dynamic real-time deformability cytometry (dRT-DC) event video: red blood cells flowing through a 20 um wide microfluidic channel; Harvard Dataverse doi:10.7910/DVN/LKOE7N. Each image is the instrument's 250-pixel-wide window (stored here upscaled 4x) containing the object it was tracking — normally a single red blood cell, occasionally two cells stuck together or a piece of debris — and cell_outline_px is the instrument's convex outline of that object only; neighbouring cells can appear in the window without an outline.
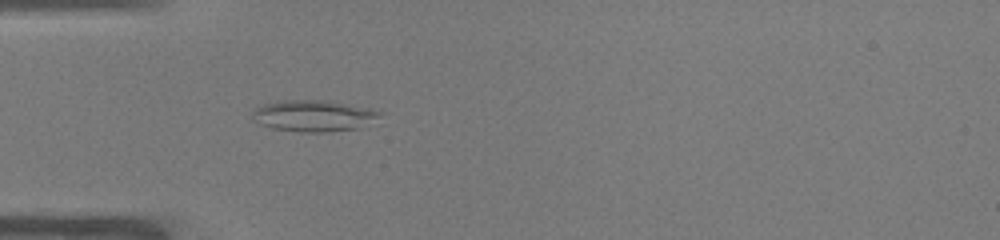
{"species": "common noctule bat (a hibernating species)", "species_latin": "Nyctalus noctula", "temperature_condition": "warm", "stored_images_in_passage": 36, "camera_frame_rate_fps": 3000, "um_per_image_px": 0.085, "animal": {"sex": "male", "body_mass_g": 19.0, "forearm_length_mm": 50.8}, "frame": {"image": 1, "passage_image": 1, "time_ms": 0.0, "image_size_px": [1000, 240], "cell_outline_px": [[384, 112], [380, 116], [360, 128], [324, 132], [300, 132], [272, 128], [260, 124], [252, 116], [252, 112], [260, 104], [280, 100], [320, 100], [368, 108]], "centroid_in_image_um": [26.62, 9.84], "position_along_channel_um": 58.4, "area_um2": 23.12}}
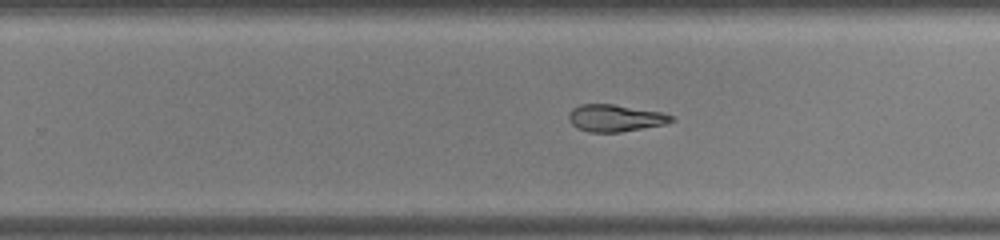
{"frame": {"image": 2, "passage_image": 18, "time_ms": 5.667, "image_size_px": [1000, 240], "cell_outline_px": [[676, 120], [664, 124], [620, 132], [588, 132], [576, 128], [568, 120], [568, 112], [572, 108], [580, 104], [612, 104], [664, 112], [676, 116]], "centroid_in_image_um": [52.3, 10.03], "position_along_channel_um": 277.5, "area_um2": 16.42}}
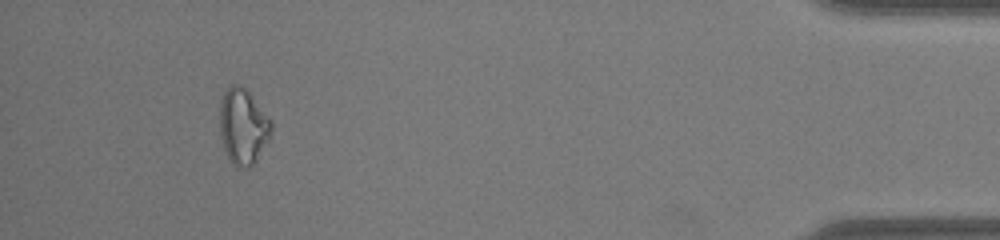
{"frame": {"image": 3, "passage_image": 33, "time_ms": 10.667, "image_size_px": [1000, 240], "cell_outline_px": [[272, 128], [268, 140], [256, 160], [248, 168], [240, 168], [232, 164], [224, 148], [220, 136], [220, 100], [224, 92], [232, 84], [240, 84], [248, 92], [272, 120]], "centroid_in_image_um": [20.65, 10.74], "position_along_channel_um": 414.6, "area_um2": 22.6}, "authors_computed_cell_mechanics": {"area_um2": 17.3978, "velocity_mm_per_s": 3.9471, "shape_relaxation_time_tau1_ms": null, "shape_relaxation_time_tau2_ms": 4.4651, "deformation_change_tau1": null, "deformation_change_tau2": 0.1177}}